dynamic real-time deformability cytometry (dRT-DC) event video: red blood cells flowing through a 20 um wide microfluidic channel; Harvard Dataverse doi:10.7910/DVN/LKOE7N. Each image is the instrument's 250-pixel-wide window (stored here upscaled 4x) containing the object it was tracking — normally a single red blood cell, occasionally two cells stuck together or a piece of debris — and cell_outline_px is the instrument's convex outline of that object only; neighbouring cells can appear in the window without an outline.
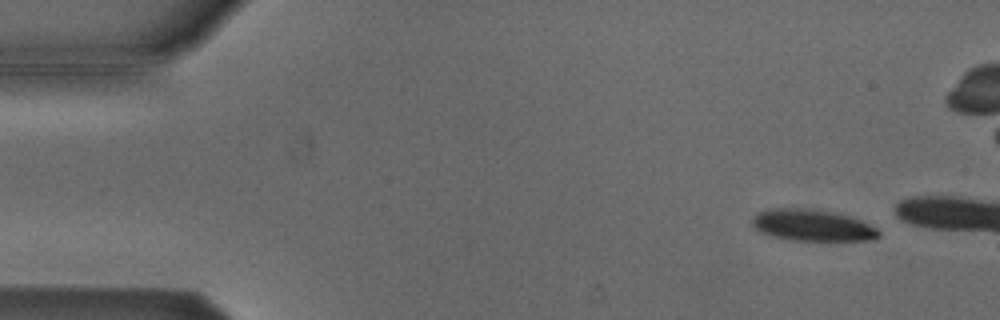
{"species": "Egyptian fruit bat (a non-hibernating species)", "species_latin": "Rousettus aegyptiacus", "temperature_condition": "cold", "stored_images_in_passage": 5, "camera_frame_rate_fps": 3000, "um_per_image_px": 0.085, "animal": {"sex": "male"}, "frame": {"image": 1, "passage_image": 1, "time_ms": 0.0, "image_size_px": [1000, 320], "cell_outline_px": [[880, 236], [872, 240], [792, 240], [772, 236], [760, 232], [752, 224], [752, 216], [760, 212], [772, 208], [804, 208], [828, 212], [848, 216], [860, 220], [876, 228], [880, 232]], "centroid_in_image_um": [69.03, 19.16], "position_along_channel_um": 16.0, "area_um2": 22.89}}